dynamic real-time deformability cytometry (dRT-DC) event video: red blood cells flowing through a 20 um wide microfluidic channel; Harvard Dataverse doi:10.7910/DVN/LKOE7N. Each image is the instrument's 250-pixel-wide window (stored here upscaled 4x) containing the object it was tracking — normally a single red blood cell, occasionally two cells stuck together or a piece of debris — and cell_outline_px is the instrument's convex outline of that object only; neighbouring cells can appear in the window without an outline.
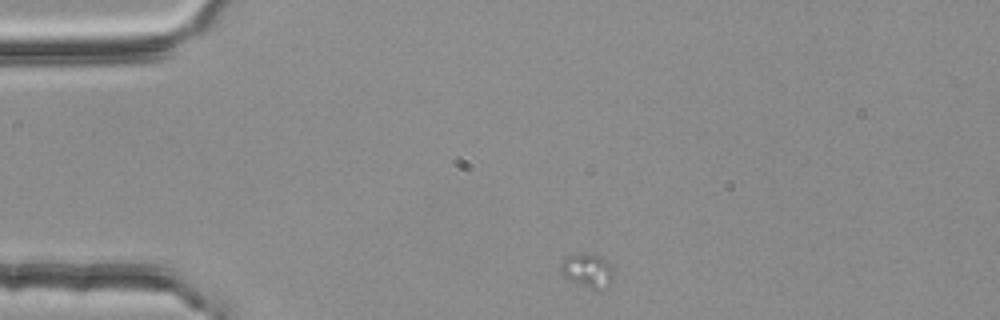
{"species": "common noctule bat (a hibernating species)", "species_latin": "Nyctalus noctula", "temperature_condition": "room temperature", "stored_images_in_passage": 9, "camera_frame_rate_fps": 3000, "um_per_image_px": 0.085, "animal": {"sex": "female", "body_mass_g": 25.1}, "frame": {"image": 1, "passage_image": 1, "time_ms": 0.0, "image_size_px": [1000, 320], "cell_outline_px": [[612, 276], [608, 284], [596, 288], [592, 288], [572, 280], [564, 276], [560, 272], [560, 264], [568, 256], [584, 252], [600, 256], [608, 260], [612, 264]], "centroid_in_image_um": [49.93, 22.92], "position_along_channel_um": 35.1, "area_um2": 10.0}}